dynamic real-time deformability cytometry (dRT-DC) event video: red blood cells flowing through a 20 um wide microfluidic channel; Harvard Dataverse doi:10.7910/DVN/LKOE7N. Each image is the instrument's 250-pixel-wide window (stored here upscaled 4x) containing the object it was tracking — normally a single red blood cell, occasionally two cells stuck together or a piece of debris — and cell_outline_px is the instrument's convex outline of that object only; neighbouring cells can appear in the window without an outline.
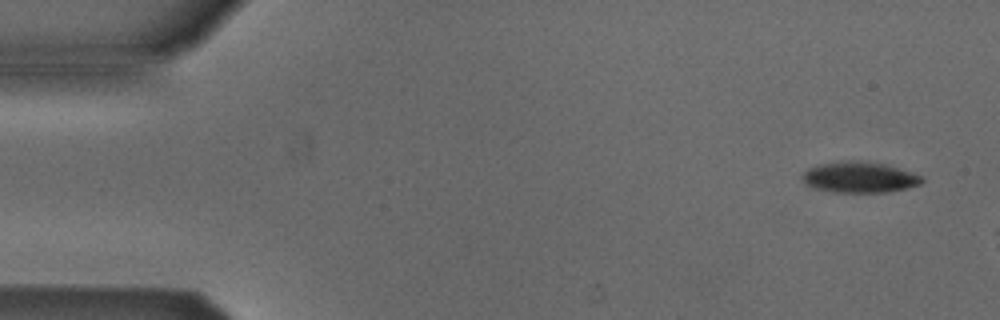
{"species": "Egyptian fruit bat (a non-hibernating species)", "species_latin": "Rousettus aegyptiacus", "temperature_condition": "cold", "stored_images_in_passage": 3, "camera_frame_rate_fps": 3000, "um_per_image_px": 0.085, "animal": {"sex": "male"}, "frame": {"image": 1, "passage_image": 1, "time_ms": 0.0, "image_size_px": [1000, 320], "cell_outline_px": [[924, 180], [920, 184], [888, 192], [832, 192], [816, 188], [808, 184], [804, 180], [804, 172], [808, 168], [820, 164], [844, 160], [860, 160], [888, 164], [924, 176]], "centroid_in_image_um": [73.11, 15.04], "position_along_channel_um": 11.9, "area_um2": 21.5}}